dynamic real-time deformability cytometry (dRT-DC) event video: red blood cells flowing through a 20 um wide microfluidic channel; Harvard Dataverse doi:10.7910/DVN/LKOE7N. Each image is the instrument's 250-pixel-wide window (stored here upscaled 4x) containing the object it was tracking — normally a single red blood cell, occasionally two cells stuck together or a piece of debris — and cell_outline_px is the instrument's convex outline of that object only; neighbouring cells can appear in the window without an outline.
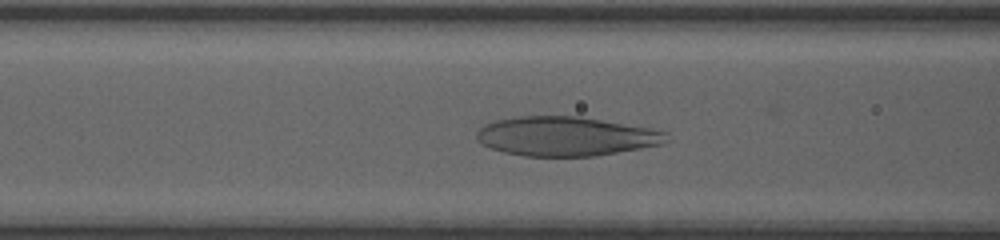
{"species": "human", "species_latin": "Homo sapiens", "temperature_condition": "room temperature", "stored_images_in_passage": 34, "camera_frame_rate_fps": 3000, "um_per_image_px": 0.085, "donor": {"sex": "female"}, "frame": {"image": 1, "passage_image": 13, "time_ms": 4.0, "image_size_px": [1000, 240], "cell_outline_px": [[672, 140], [660, 144], [640, 148], [596, 156], [524, 156], [504, 152], [480, 144], [476, 140], [476, 132], [484, 124], [496, 120], [516, 116], [580, 116], [648, 128], [668, 132]], "centroid_in_image_um": [48.08, 11.58], "position_along_channel_um": 118.5, "area_um2": 43.58}}
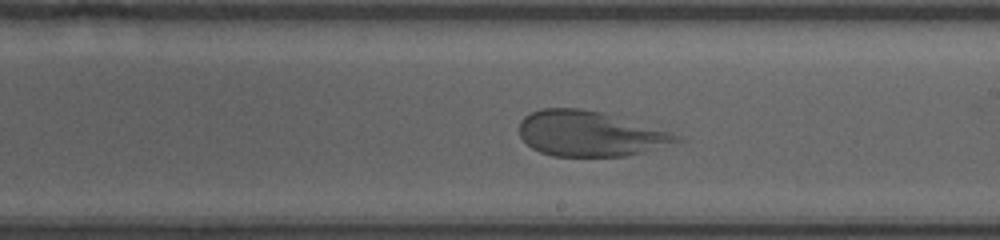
{"frame": {"image": 2, "passage_image": 22, "time_ms": 7.0, "image_size_px": [1000, 240], "cell_outline_px": [[688, 140], [644, 152], [624, 156], [552, 156], [540, 152], [532, 148], [520, 136], [520, 120], [524, 116], [540, 108], [580, 108], [600, 112], [672, 132]], "centroid_in_image_um": [50.17, 11.37], "position_along_channel_um": 238.8, "area_um2": 41.5}}
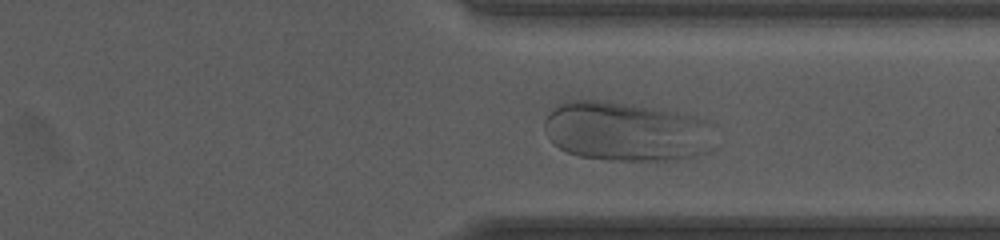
{"frame": {"image": 3, "passage_image": 31, "time_ms": 10.0, "image_size_px": [1000, 240], "cell_outline_px": [[716, 148], [708, 152], [696, 156], [656, 164], [612, 160], [580, 156], [568, 152], [560, 148], [548, 136], [544, 128], [544, 120], [564, 100], [600, 100], [632, 104], [672, 112], [704, 120]], "centroid_in_image_um": [53.25, 11.23], "position_along_channel_um": 358.2, "area_um2": 59.3}}